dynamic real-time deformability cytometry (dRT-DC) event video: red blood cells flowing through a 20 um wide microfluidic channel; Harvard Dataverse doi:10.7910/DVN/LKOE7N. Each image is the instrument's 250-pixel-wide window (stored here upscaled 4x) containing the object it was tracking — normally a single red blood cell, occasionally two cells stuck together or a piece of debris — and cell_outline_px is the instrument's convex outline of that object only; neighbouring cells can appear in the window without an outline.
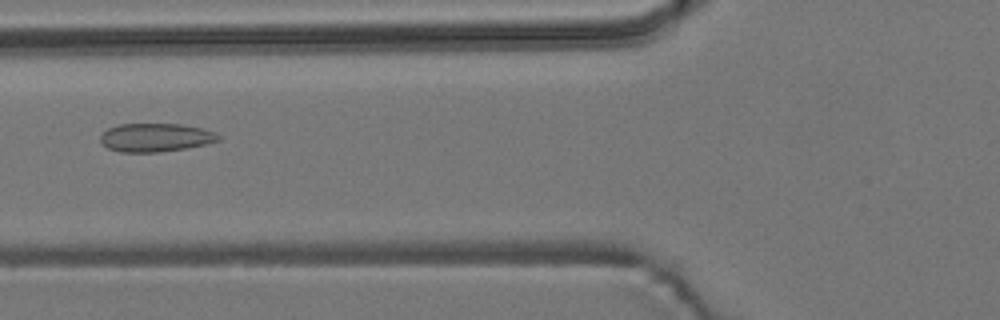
{"species": "common noctule bat (a hibernating species)", "species_latin": "Nyctalus noctula", "temperature_condition": "room temperature", "stored_images_in_passage": 55, "camera_frame_rate_fps": 3000, "um_per_image_px": 0.085, "animal": {"sex": "male", "body_mass_g": 19.2, "forearm_length_mm": 51.8}, "frame": {"image": 1, "passage_image": 21, "time_ms": 6.667, "image_size_px": [1000, 320], "cell_outline_px": [[220, 140], [208, 144], [160, 152], [120, 152], [108, 148], [100, 140], [100, 136], [108, 128], [120, 124], [180, 124], [200, 128], [212, 132], [220, 136]], "centroid_in_image_um": [13.21, 11.69], "position_along_channel_um": 112.6, "area_um2": 19.36}}
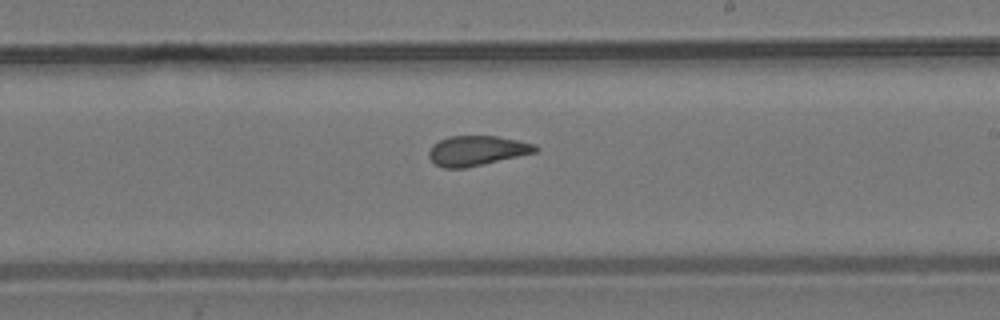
{"frame": {"image": 2, "passage_image": 32, "time_ms": 10.333, "image_size_px": [1000, 320], "cell_outline_px": [[540, 148], [536, 152], [464, 168], [444, 168], [436, 164], [428, 156], [428, 152], [432, 144], [448, 136], [496, 136], [536, 144]], "centroid_in_image_um": [40.52, 12.8], "position_along_channel_um": 248.5, "area_um2": 18.38}}
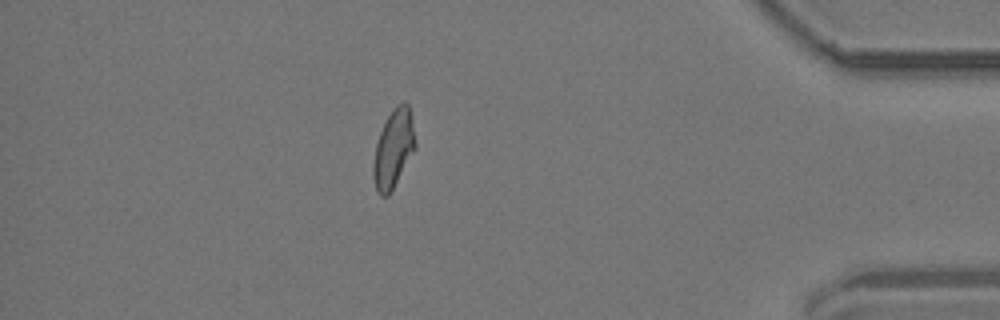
{"frame": {"image": 3, "passage_image": 48, "time_ms": 15.667, "image_size_px": [1000, 320], "cell_outline_px": [[416, 148], [388, 196], [380, 196], [376, 192], [372, 176], [372, 164], [376, 144], [380, 132], [392, 108], [396, 104], [404, 100], [408, 104], [416, 144]], "centroid_in_image_um": [33.42, 12.66], "position_along_channel_um": 401.8, "area_um2": 19.13}, "authors_computed_cell_mechanics": {"area_um2": 19.363, "velocity_mm_per_s": 3.7027, "shape_relaxation_time_tau1_ms": null, "shape_relaxation_time_tau2_ms": 2.0963, "deformation_change_tau1": null, "deformation_change_tau2": 0.0895}}